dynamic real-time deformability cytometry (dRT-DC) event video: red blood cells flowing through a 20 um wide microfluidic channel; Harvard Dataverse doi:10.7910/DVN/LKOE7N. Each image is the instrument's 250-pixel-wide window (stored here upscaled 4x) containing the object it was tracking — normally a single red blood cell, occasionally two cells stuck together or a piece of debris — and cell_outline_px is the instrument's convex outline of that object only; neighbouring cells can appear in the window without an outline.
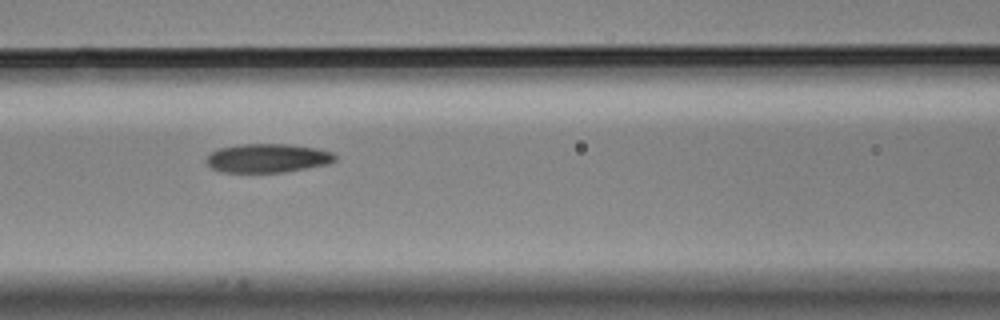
{"species": "Egyptian fruit bat (a non-hibernating species)", "species_latin": "Rousettus aegyptiacus", "temperature_condition": "cold", "stored_images_in_passage": 10, "camera_frame_rate_fps": 3000, "um_per_image_px": 0.085, "animal": {"sex": "male"}, "frame": {"image": 1, "passage_image": 7, "time_ms": 2.0, "image_size_px": [1000, 320], "cell_outline_px": [[336, 160], [328, 164], [284, 172], [224, 172], [212, 168], [204, 160], [212, 152], [220, 148], [240, 144], [288, 144], [316, 148], [332, 152], [336, 156]], "centroid_in_image_um": [22.75, 13.44], "position_along_channel_um": 143.8, "area_um2": 21.5}}
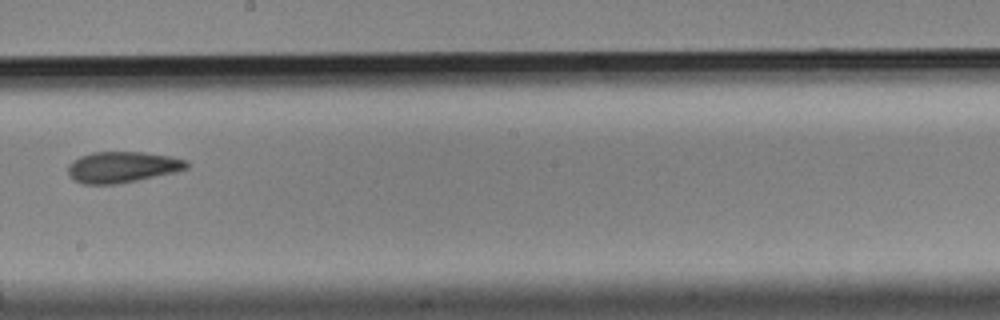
{"frame": {"image": 2, "passage_image": 9, "time_ms": 2.667, "image_size_px": [1000, 320], "cell_outline_px": [[188, 168], [176, 172], [116, 184], [84, 184], [72, 180], [68, 172], [68, 164], [72, 160], [80, 156], [92, 152], [144, 152], [172, 156], [188, 160]], "centroid_in_image_um": [10.39, 14.19], "position_along_channel_um": 237.8, "area_um2": 21.62}}
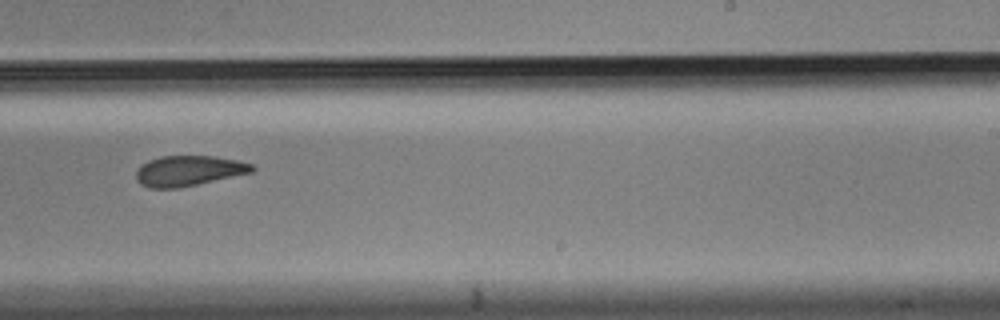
{"frame": {"image": 3, "passage_image": 10, "time_ms": 3.0, "image_size_px": [1000, 320], "cell_outline_px": [[256, 168], [252, 172], [196, 184], [176, 188], [152, 188], [140, 184], [136, 180], [136, 172], [140, 164], [148, 160], [160, 156], [212, 156], [236, 160], [252, 164]], "centroid_in_image_um": [15.99, 14.51], "position_along_channel_um": 273.0, "area_um2": 20.35}}